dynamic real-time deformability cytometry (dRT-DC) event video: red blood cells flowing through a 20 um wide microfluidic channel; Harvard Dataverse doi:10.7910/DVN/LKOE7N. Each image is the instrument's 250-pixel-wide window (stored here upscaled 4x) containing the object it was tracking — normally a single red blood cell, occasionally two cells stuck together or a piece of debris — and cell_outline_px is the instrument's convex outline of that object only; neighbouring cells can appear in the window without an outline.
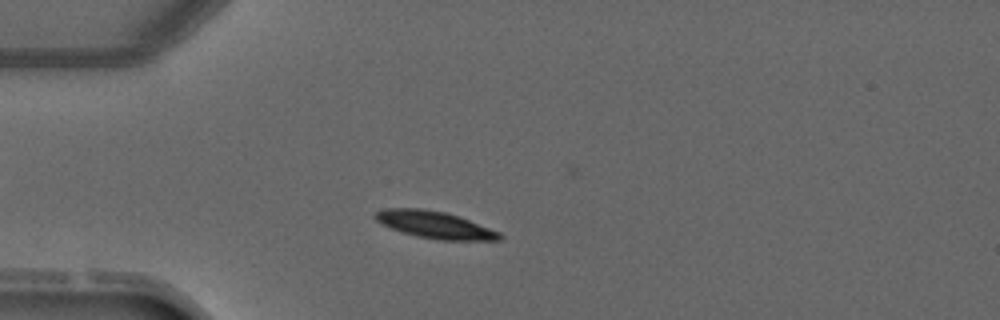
{"species": "common noctule bat (a hibernating species)", "species_latin": "Nyctalus noctula", "temperature_condition": "warm", "stored_images_in_passage": 3, "camera_frame_rate_fps": 3000, "um_per_image_px": 0.085, "animal": {"sex": "male", "forearm_length_mm": 52.5}, "frame": {"image": 1, "passage_image": 3, "time_ms": 2.333, "image_size_px": [1000, 320], "cell_outline_px": [[504, 236], [500, 240], [440, 240], [416, 236], [380, 224], [372, 216], [376, 212], [388, 208], [424, 208], [444, 212], [468, 220], [500, 232]], "centroid_in_image_um": [36.94, 19.11], "position_along_channel_um": 48.1, "area_um2": 19.42}}